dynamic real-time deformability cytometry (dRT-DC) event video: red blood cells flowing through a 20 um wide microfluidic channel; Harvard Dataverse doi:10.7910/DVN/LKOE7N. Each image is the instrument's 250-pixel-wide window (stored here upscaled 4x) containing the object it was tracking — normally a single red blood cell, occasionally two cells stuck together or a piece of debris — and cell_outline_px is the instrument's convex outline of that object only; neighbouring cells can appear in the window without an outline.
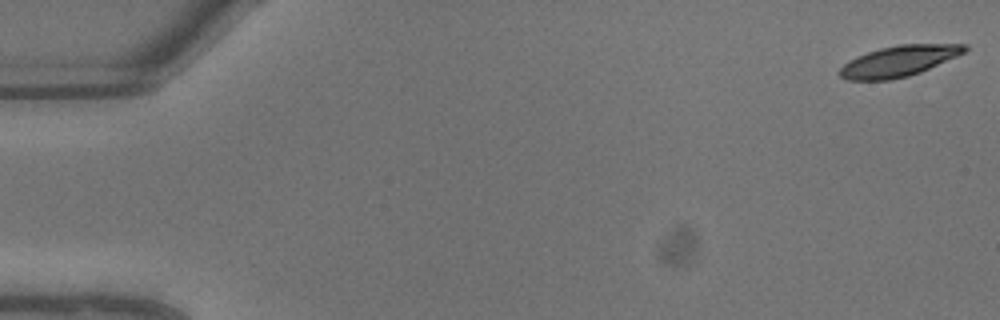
{"species": "common noctule bat (a hibernating species)", "species_latin": "Nyctalus noctula", "temperature_condition": "warm", "stored_images_in_passage": 4, "camera_frame_rate_fps": 3000, "um_per_image_px": 0.085, "animal": {"sex": "male", "body_mass_g": 13.3}, "frame": {"image": 1, "passage_image": 1, "time_ms": 0.0, "image_size_px": [1000, 320], "cell_outline_px": [[968, 48], [964, 52], [956, 56], [920, 72], [908, 76], [892, 80], [848, 80], [840, 76], [836, 72], [848, 60], [856, 56], [880, 48], [900, 44], [968, 44]], "centroid_in_image_um": [76.35, 5.2], "position_along_channel_um": 8.6, "area_um2": 22.37}}